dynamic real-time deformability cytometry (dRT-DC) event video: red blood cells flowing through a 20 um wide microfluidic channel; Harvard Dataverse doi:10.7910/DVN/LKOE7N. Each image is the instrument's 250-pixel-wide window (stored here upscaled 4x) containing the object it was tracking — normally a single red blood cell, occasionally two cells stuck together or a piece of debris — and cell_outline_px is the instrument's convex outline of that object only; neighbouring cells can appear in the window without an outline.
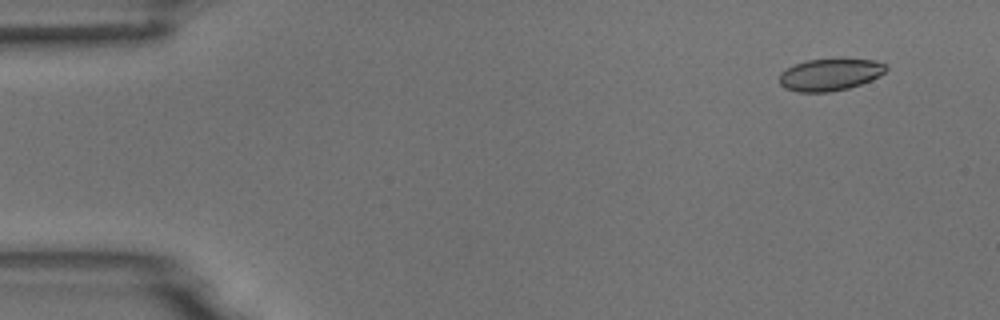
{"species": "common noctule bat (a hibernating species)", "species_latin": "Nyctalus noctula", "temperature_condition": "room temperature", "stored_images_in_passage": 55, "camera_frame_rate_fps": 3000, "um_per_image_px": 0.085, "animal": {"sex": "male", "body_mass_g": 18.8}, "frame": {"image": 1, "passage_image": 5, "time_ms": 1.333, "image_size_px": [1000, 320], "cell_outline_px": [[888, 68], [880, 76], [872, 80], [848, 88], [828, 92], [796, 92], [784, 88], [780, 84], [780, 72], [796, 64], [808, 60], [836, 56], [844, 56], [876, 60], [888, 64]], "centroid_in_image_um": [70.62, 6.29], "position_along_channel_um": 14.4, "area_um2": 20.81}}
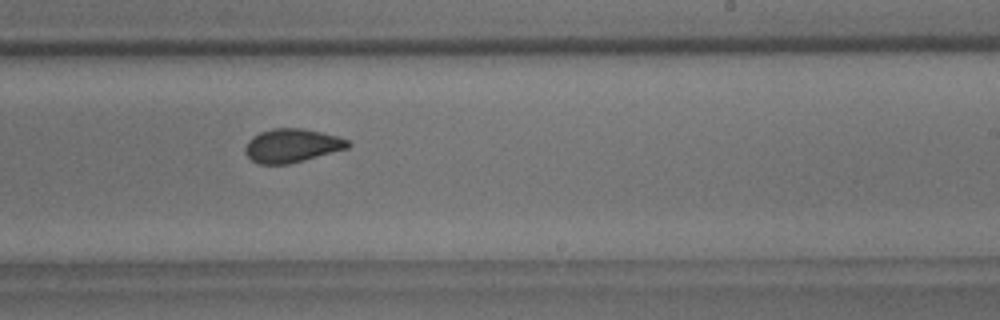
{"frame": {"image": 2, "passage_image": 34, "time_ms": 11.0, "image_size_px": [1000, 320], "cell_outline_px": [[352, 144], [348, 148], [304, 160], [288, 164], [260, 164], [252, 160], [244, 152], [244, 148], [248, 140], [252, 136], [260, 132], [272, 128], [304, 128], [336, 136], [348, 140]], "centroid_in_image_um": [24.79, 12.37], "position_along_channel_um": 264.2, "area_um2": 20.11}}
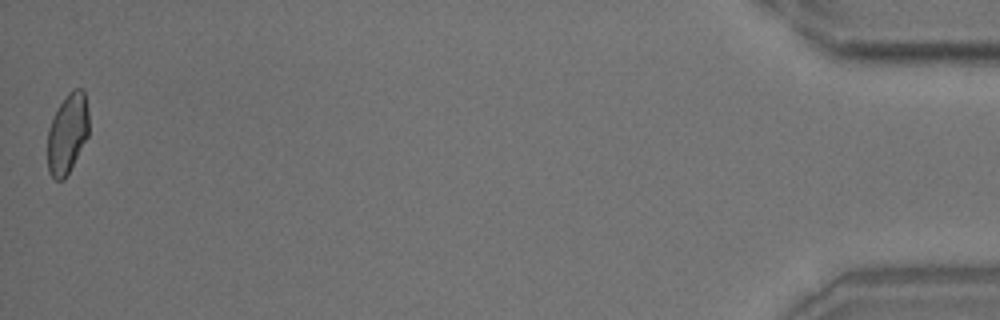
{"frame": {"image": 3, "passage_image": 55, "time_ms": 18.0, "image_size_px": [1000, 320], "cell_outline_px": [[88, 136], [64, 180], [56, 180], [48, 172], [48, 128], [52, 116], [68, 92], [72, 88], [80, 88], [84, 92], [88, 112]], "centroid_in_image_um": [5.72, 11.33], "position_along_channel_um": 429.5, "area_um2": 19.19}, "authors_computed_cell_mechanics": {"area_um2": 20.4034, "velocity_mm_per_s": 3.7033, "shape_relaxation_time_tau1_ms": 7.5907, "shape_relaxation_time_tau2_ms": 1.3012, "deformation_change_tau1": 0.1546, "deformation_change_tau2": 0.0604}}